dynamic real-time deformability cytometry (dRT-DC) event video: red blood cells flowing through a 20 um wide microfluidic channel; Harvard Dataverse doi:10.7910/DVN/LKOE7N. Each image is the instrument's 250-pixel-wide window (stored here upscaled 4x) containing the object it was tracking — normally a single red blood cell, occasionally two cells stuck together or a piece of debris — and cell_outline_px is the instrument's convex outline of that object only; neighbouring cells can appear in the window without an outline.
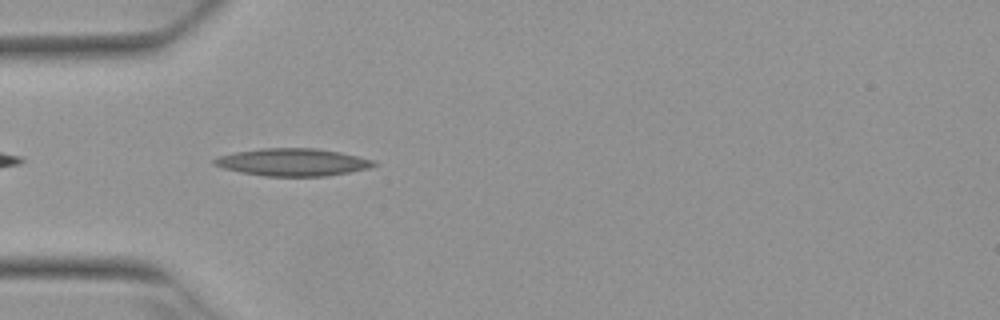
{"species": "Egyptian fruit bat (a non-hibernating species)", "species_latin": "Rousettus aegyptiacus", "temperature_condition": "warm", "stored_images_in_passage": 4, "camera_frame_rate_fps": 3000, "um_per_image_px": 0.085, "animal": {"sex": "female"}, "frame": {"image": 1, "passage_image": 3, "time_ms": 0.667, "image_size_px": [1000, 320], "cell_outline_px": [[376, 164], [368, 168], [348, 172], [324, 176], [264, 176], [240, 172], [224, 168], [212, 164], [212, 160], [220, 156], [236, 152], [260, 148], [316, 148], [340, 152], [376, 160]], "centroid_in_image_um": [24.87, 13.78], "position_along_channel_um": 60.1, "area_um2": 25.43}}
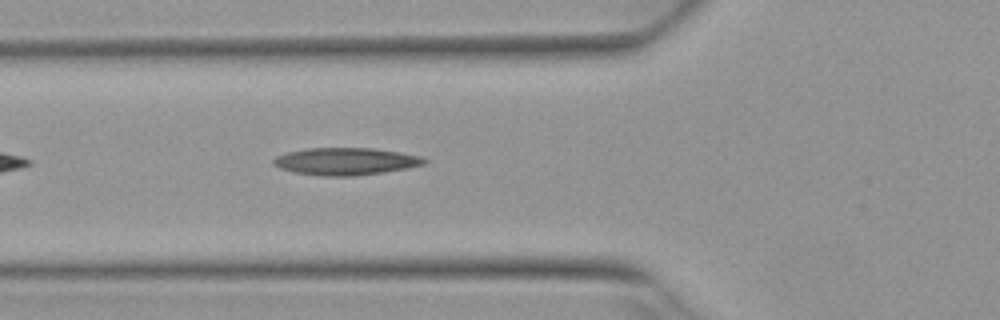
{"frame": {"image": 2, "passage_image": 4, "time_ms": 1.0, "image_size_px": [1000, 320], "cell_outline_px": [[428, 160], [424, 164], [408, 168], [384, 172], [352, 176], [320, 176], [292, 172], [280, 168], [272, 164], [272, 160], [276, 156], [288, 152], [308, 148], [372, 148], [400, 152], [420, 156]], "centroid_in_image_um": [29.36, 13.72], "position_along_channel_um": 96.4, "area_um2": 24.04}}